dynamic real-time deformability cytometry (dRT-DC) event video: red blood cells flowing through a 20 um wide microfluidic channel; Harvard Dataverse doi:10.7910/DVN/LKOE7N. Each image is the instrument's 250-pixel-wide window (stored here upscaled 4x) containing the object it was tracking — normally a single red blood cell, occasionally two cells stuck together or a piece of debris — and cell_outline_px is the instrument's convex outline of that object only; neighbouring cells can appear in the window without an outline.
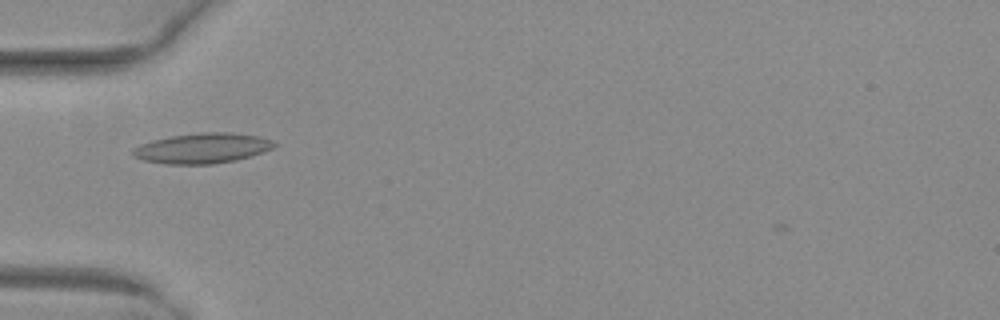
{"species": "common noctule bat (a hibernating species)", "species_latin": "Nyctalus noctula", "temperature_condition": "warm", "stored_images_in_passage": 35, "camera_frame_rate_fps": 3000, "um_per_image_px": 0.085, "animal": {"sex": "female", "body_mass_g": 29.2, "forearm_length_mm": 56.3}, "frame": {"image": 1, "passage_image": 1, "time_ms": 0.0, "image_size_px": [1000, 320], "cell_outline_px": [[276, 144], [272, 148], [264, 152], [236, 160], [212, 164], [168, 164], [144, 160], [136, 156], [132, 152], [132, 148], [140, 144], [152, 140], [172, 136], [200, 132], [232, 132], [260, 136], [272, 140]], "centroid_in_image_um": [17.22, 12.59], "position_along_channel_um": 67.8, "area_um2": 24.85}}
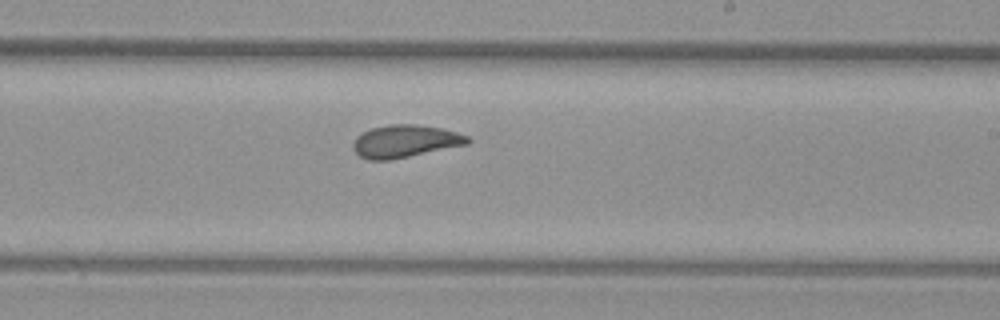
{"frame": {"image": 2, "passage_image": 15, "time_ms": 4.667, "image_size_px": [1000, 320], "cell_outline_px": [[472, 140], [468, 144], [388, 160], [368, 160], [360, 156], [352, 148], [352, 144], [356, 136], [372, 128], [388, 124], [416, 124], [440, 128], [456, 132], [468, 136]], "centroid_in_image_um": [34.42, 12.0], "position_along_channel_um": 254.6, "area_um2": 21.56}}
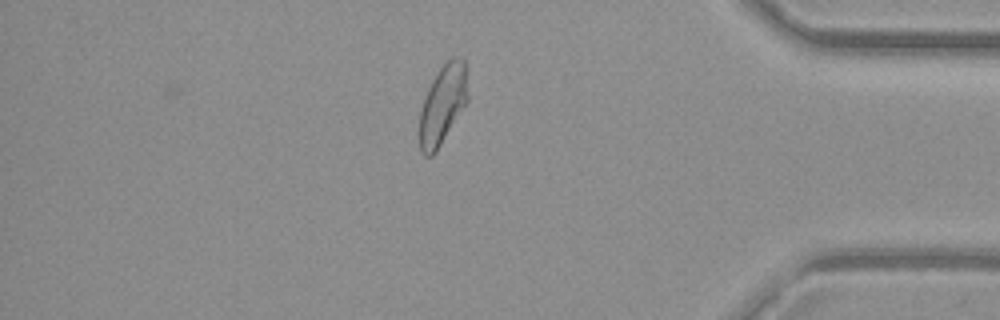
{"frame": {"image": 3, "passage_image": 28, "time_ms": 9.0, "image_size_px": [1000, 320], "cell_outline_px": [[468, 100], [436, 152], [432, 156], [424, 156], [420, 152], [420, 112], [428, 88], [432, 80], [440, 68], [452, 56], [456, 56], [464, 60], [468, 96]], "centroid_in_image_um": [37.62, 8.9], "position_along_channel_um": 397.6, "area_um2": 21.96}, "authors_computed_cell_mechanics": {"area_um2": 21.9062, "velocity_mm_per_s": 4.0217, "shape_relaxation_time_tau1_ms": null, "shape_relaxation_time_tau2_ms": 1.7369, "deformation_change_tau1": null, "deformation_change_tau2": 0.0805}}